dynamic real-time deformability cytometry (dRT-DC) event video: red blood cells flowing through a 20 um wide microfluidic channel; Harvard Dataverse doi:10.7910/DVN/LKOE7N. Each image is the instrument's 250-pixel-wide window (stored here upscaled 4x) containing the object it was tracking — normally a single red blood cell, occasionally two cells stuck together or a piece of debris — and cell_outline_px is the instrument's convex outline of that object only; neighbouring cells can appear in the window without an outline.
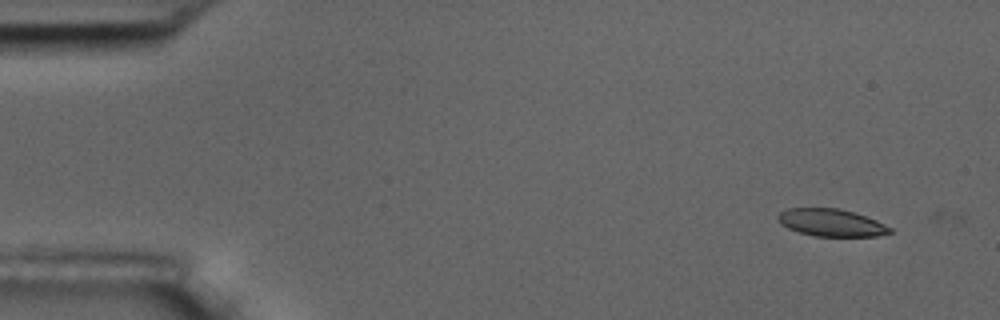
{"species": "common noctule bat (a hibernating species)", "species_latin": "Nyctalus noctula", "temperature_condition": "room temperature", "stored_images_in_passage": 2, "camera_frame_rate_fps": 3000, "um_per_image_px": 0.085, "animal": {"sex": "male", "body_mass_g": 17.5, "forearm_length_mm": 52.3}, "frame": {"image": 1, "passage_image": 1, "time_ms": 0.0, "image_size_px": [1000, 320], "cell_outline_px": [[892, 232], [880, 236], [816, 236], [800, 232], [788, 228], [780, 224], [776, 216], [780, 212], [788, 208], [840, 208], [876, 220], [892, 228]], "centroid_in_image_um": [70.64, 18.92], "position_along_channel_um": 14.4, "area_um2": 17.8}}